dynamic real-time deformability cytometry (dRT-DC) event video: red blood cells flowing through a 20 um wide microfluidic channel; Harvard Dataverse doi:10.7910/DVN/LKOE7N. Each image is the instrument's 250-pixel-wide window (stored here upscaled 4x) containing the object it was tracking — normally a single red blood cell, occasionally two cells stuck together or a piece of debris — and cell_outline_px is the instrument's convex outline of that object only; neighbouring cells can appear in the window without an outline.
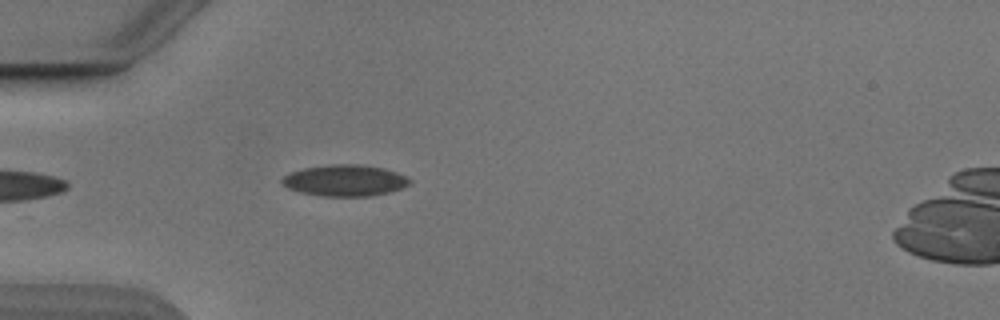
{"species": "Egyptian fruit bat (a non-hibernating species)", "species_latin": "Rousettus aegyptiacus", "temperature_condition": "cold", "stored_images_in_passage": 20, "camera_frame_rate_fps": 3000, "um_per_image_px": 0.085, "animal": {"sex": "male"}, "frame": {"image": 1, "passage_image": 1, "time_ms": 0.0, "image_size_px": [1000, 320], "cell_outline_px": [[412, 184], [388, 192], [372, 196], [324, 196], [300, 192], [288, 188], [280, 184], [280, 180], [288, 172], [304, 168], [332, 164], [360, 164], [384, 168], [396, 172], [412, 180]], "centroid_in_image_um": [29.29, 15.33], "position_along_channel_um": 55.7, "area_um2": 23.41}}
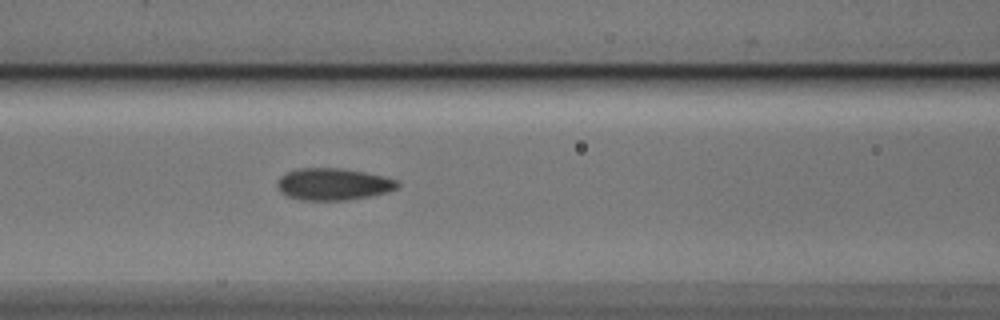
{"frame": {"image": 2, "passage_image": 8, "time_ms": 2.333, "image_size_px": [1000, 320], "cell_outline_px": [[400, 184], [396, 188], [388, 192], [368, 196], [344, 200], [304, 200], [288, 196], [276, 184], [276, 180], [280, 176], [296, 168], [344, 168], [364, 172], [396, 180]], "centroid_in_image_um": [28.31, 15.64], "position_along_channel_um": 138.3, "area_um2": 22.08}}
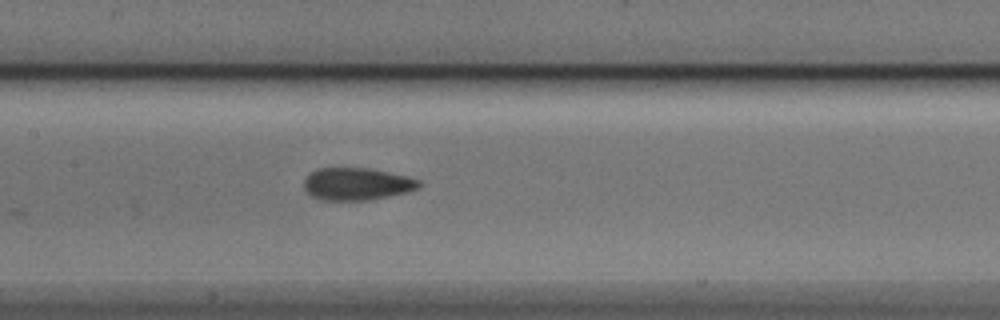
{"frame": {"image": 3, "passage_image": 11, "time_ms": 3.333, "image_size_px": [1000, 320], "cell_outline_px": [[420, 184], [416, 188], [408, 192], [368, 200], [320, 200], [312, 196], [304, 188], [304, 180], [316, 168], [368, 168], [408, 176], [420, 180]], "centroid_in_image_um": [30.32, 15.63], "position_along_channel_um": 177.1, "area_um2": 21.56}}